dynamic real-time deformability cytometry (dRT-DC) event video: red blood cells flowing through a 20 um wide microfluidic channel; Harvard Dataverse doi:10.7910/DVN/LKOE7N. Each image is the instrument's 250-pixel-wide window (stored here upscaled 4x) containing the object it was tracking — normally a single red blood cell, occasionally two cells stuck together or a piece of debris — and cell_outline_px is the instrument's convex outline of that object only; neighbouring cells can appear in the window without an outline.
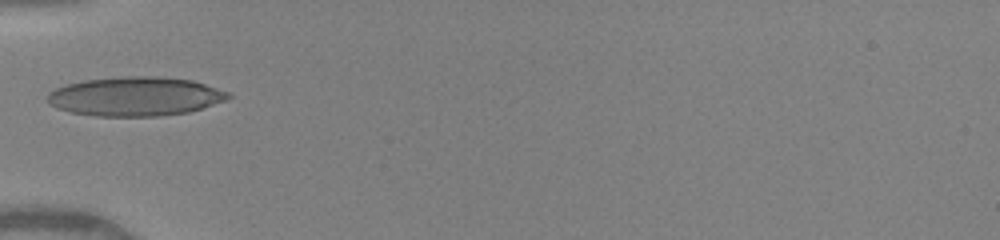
{"species": "human", "species_latin": "Homo sapiens", "temperature_condition": "warm", "stored_images_in_passage": 30, "camera_frame_rate_fps": 3000, "um_per_image_px": 0.085, "donor": {"sex": "female"}, "frame": {"image": 1, "passage_image": 1, "time_ms": 0.0, "image_size_px": [1000, 240], "cell_outline_px": [[232, 96], [224, 100], [188, 112], [156, 116], [96, 116], [72, 112], [56, 108], [48, 104], [48, 92], [56, 88], [68, 84], [84, 80], [124, 76], [152, 76], [192, 80], [228, 92]], "centroid_in_image_um": [11.45, 8.19], "position_along_channel_um": 73.6, "area_um2": 40.81}}
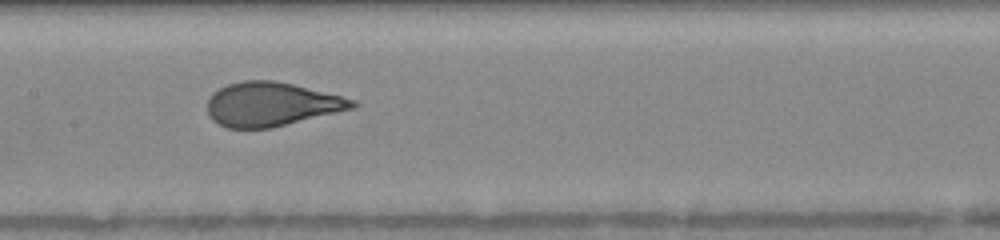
{"frame": {"image": 2, "passage_image": 9, "time_ms": 2.667, "image_size_px": [1000, 240], "cell_outline_px": [[360, 104], [356, 108], [272, 128], [228, 128], [212, 120], [208, 112], [208, 100], [212, 92], [228, 84], [244, 80], [276, 80], [356, 100]], "centroid_in_image_um": [23.09, 8.86], "position_along_channel_um": 184.3, "area_um2": 37.17}}
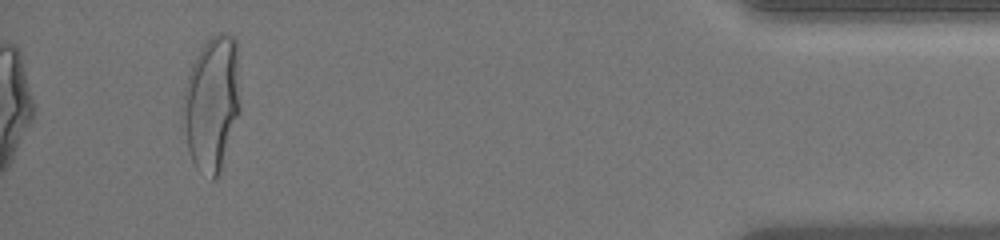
{"frame": {"image": 3, "passage_image": 30, "time_ms": 9.667, "image_size_px": [1000, 240], "cell_outline_px": [[240, 112], [220, 168], [216, 176], [212, 180], [196, 168], [192, 160], [188, 148], [180, 108], [184, 88], [188, 72], [200, 48], [212, 36], [220, 32], [228, 32], [236, 40], [240, 104]], "centroid_in_image_um": [17.98, 8.73], "position_along_channel_um": 417.2, "area_um2": 45.08}, "authors_computed_cell_mechanics": {"area_um2": 37.4255, "velocity_mm_per_s": 4.1168, "shape_relaxation_time_tau1_ms": 3.7586, "shape_relaxation_time_tau2_ms": null, "deformation_change_tau1": 0.2113, "deformation_change_tau2": null}}